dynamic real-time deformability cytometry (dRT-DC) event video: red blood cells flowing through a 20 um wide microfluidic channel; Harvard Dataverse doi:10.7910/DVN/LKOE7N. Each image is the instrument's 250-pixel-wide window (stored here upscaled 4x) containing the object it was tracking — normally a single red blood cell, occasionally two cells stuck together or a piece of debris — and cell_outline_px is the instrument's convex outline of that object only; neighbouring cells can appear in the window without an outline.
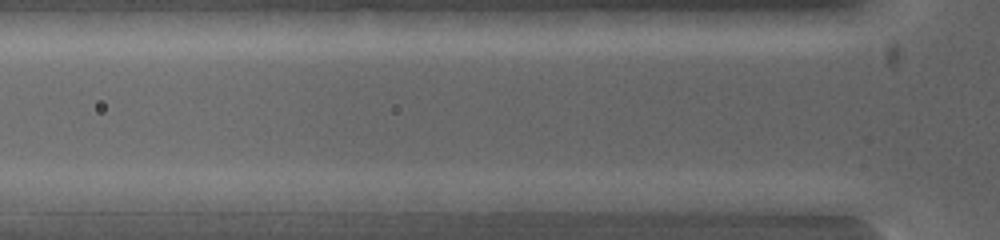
{"species": "common noctule bat (a hibernating species)", "species_latin": "Nyctalus noctula", "temperature_condition": "warm", "stored_images_in_passage": 6, "segment_of_instrument_passage": [2, 2], "camera_frame_rate_fps": 5000, "um_per_image_px": 0.085, "animal": {"sex": "female", "body_mass_g": 19.0, "forearm_length_mm": 53.3}, "frame": {"image": 1, "passage_image": 6, "time_ms": 3.0, "image_size_px": [1000, 240], "cell_outline_px": [[600, 200], [588, 212], [496, 212], [492, 200], [520, 192], [580, 192]], "centroid_in_image_um": [46.36, 17.21], "position_along_channel_um": 79.4, "area_um2": 13.53}}